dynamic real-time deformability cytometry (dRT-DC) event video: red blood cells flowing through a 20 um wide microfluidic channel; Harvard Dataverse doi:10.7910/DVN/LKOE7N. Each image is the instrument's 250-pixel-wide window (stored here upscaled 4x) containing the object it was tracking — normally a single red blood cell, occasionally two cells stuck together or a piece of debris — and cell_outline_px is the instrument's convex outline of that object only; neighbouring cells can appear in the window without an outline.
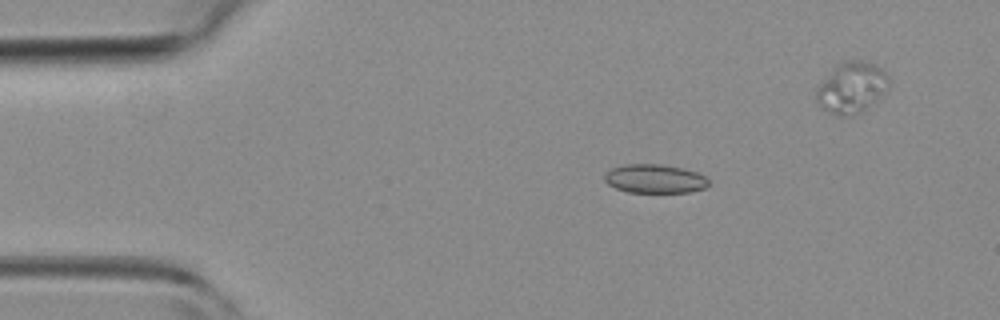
{"species": "common noctule bat (a hibernating species)", "species_latin": "Nyctalus noctula", "temperature_condition": "room temperature", "stored_images_in_passage": 3, "segment_of_instrument_passage": [1, 2], "camera_frame_rate_fps": 3000, "um_per_image_px": 0.085, "animal": {"sex": "female", "body_mass_g": 19.3, "forearm_length_mm": 54.1}, "frame": {"image": 1, "passage_image": 1, "time_ms": 0.0, "image_size_px": [1000, 320], "cell_outline_px": [[708, 184], [704, 188], [688, 192], [628, 192], [616, 188], [608, 184], [604, 180], [604, 172], [612, 168], [624, 164], [660, 164], [680, 168], [696, 172], [704, 176], [708, 180]], "centroid_in_image_um": [55.6, 15.19], "position_along_channel_um": 29.4, "area_um2": 17.34}}